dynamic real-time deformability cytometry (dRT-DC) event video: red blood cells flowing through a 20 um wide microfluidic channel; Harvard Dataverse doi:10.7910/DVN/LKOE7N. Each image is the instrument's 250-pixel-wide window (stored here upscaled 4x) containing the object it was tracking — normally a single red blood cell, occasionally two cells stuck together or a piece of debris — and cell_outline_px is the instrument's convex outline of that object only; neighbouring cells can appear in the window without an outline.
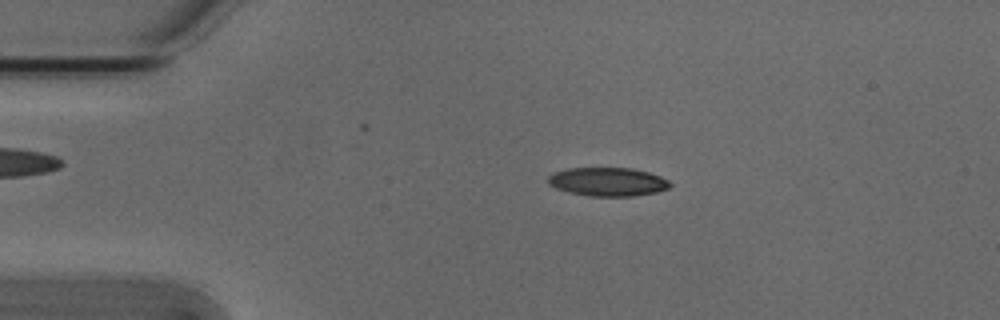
{"species": "Egyptian fruit bat (a non-hibernating species)", "species_latin": "Rousettus aegyptiacus", "temperature_condition": "cold", "stored_images_in_passage": 49, "camera_frame_rate_fps": 3000, "um_per_image_px": 0.085, "animal": {"sex": "male"}, "frame": {"image": 1, "passage_image": 7, "time_ms": 2.0, "image_size_px": [1000, 320], "cell_outline_px": [[672, 184], [668, 188], [656, 192], [632, 196], [588, 196], [568, 192], [556, 188], [548, 184], [548, 176], [552, 172], [568, 168], [632, 168], [648, 172], [660, 176], [668, 180]], "centroid_in_image_um": [51.63, 15.45], "position_along_channel_um": 33.4, "area_um2": 20.4}}
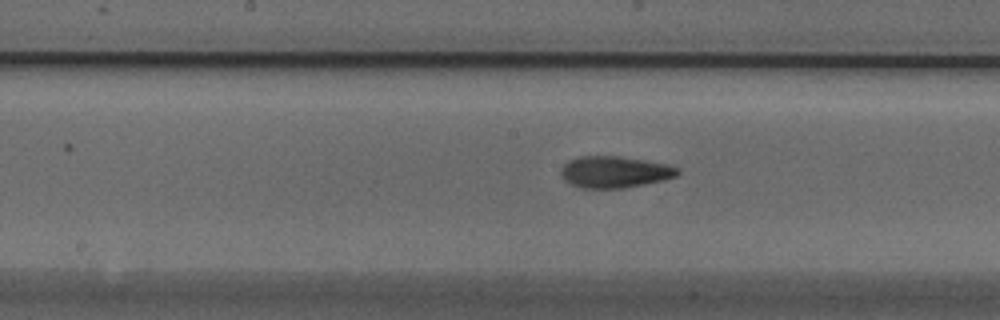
{"frame": {"image": 2, "passage_image": 23, "time_ms": 7.333, "image_size_px": [1000, 320], "cell_outline_px": [[680, 172], [676, 176], [664, 180], [624, 188], [584, 188], [572, 184], [564, 180], [560, 172], [560, 168], [568, 160], [580, 156], [620, 156], [668, 164], [680, 168]], "centroid_in_image_um": [52.25, 14.61], "position_along_channel_um": 195.9, "area_um2": 21.56}}
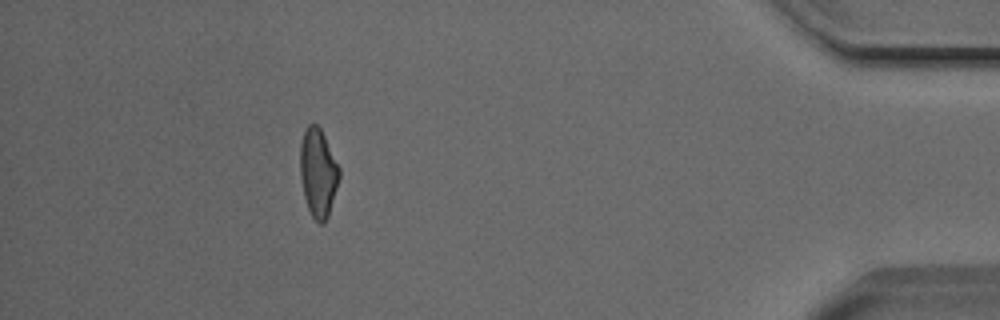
{"frame": {"image": 3, "passage_image": 44, "time_ms": 14.333, "image_size_px": [1000, 320], "cell_outline_px": [[340, 176], [328, 216], [324, 224], [320, 224], [312, 216], [308, 208], [304, 196], [300, 176], [300, 144], [304, 132], [308, 124], [316, 124], [320, 128], [340, 168]], "centroid_in_image_um": [27.03, 14.69], "position_along_channel_um": 408.2, "area_um2": 20.0}, "authors_computed_cell_mechanics": {"area_um2": 20.7502, "velocity_mm_per_s": 3.8471, "shape_relaxation_time_tau1_ms": 4.4705, "shape_relaxation_time_tau2_ms": 4.0434, "deformation_change_tau1": 0.1385, "deformation_change_tau2": 0.1168}}